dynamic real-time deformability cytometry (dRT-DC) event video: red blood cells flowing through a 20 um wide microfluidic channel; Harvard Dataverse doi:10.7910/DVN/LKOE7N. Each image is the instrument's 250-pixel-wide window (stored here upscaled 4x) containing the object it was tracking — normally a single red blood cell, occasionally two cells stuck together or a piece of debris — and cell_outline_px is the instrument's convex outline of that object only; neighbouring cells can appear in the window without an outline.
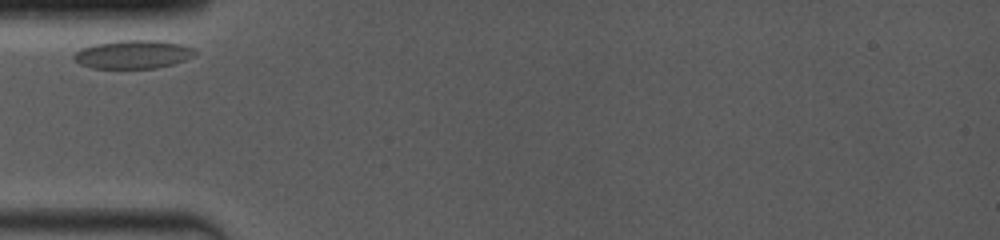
{"species": "common noctule bat (a hibernating species)", "species_latin": "Nyctalus noctula", "temperature_condition": "room temperature", "stored_images_in_passage": 7, "camera_frame_rate_fps": 4000, "um_per_image_px": 0.085, "animal": {"sex": "female", "body_mass_g": 19.0, "forearm_length_mm": 53.3}, "frame": {"image": 1, "passage_image": 1, "time_ms": 0.0, "image_size_px": [1000, 240], "cell_outline_px": [[200, 52], [196, 56], [172, 64], [156, 68], [92, 68], [80, 64], [72, 56], [80, 48], [96, 44], [116, 40], [160, 40], [180, 44], [196, 48]], "centroid_in_image_um": [11.37, 4.61], "position_along_channel_um": 73.6, "area_um2": 20.29}}
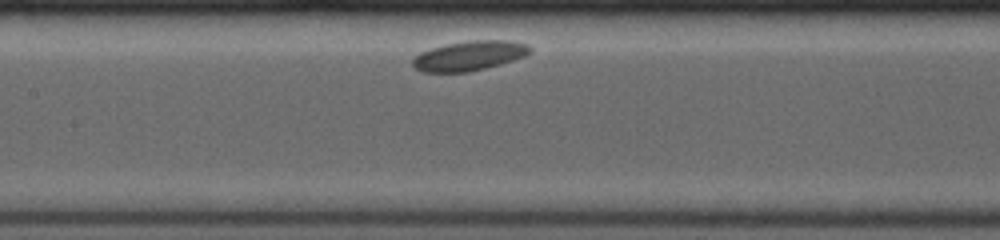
{"frame": {"image": 2, "passage_image": 5, "time_ms": 2.75, "image_size_px": [1000, 240], "cell_outline_px": [[532, 52], [524, 56], [500, 64], [468, 72], [420, 72], [412, 64], [412, 56], [420, 52], [444, 44], [468, 40], [508, 40], [528, 44], [532, 48]], "centroid_in_image_um": [39.87, 4.73], "position_along_channel_um": 167.5, "area_um2": 20.46}}
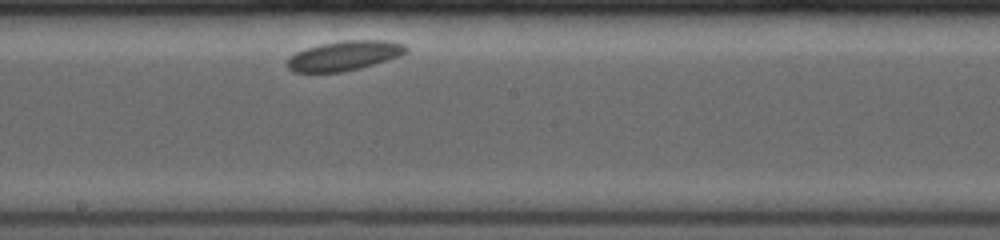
{"frame": {"image": 3, "passage_image": 7, "time_ms": 4.25, "image_size_px": [1000, 240], "cell_outline_px": [[408, 52], [400, 56], [360, 68], [340, 72], [292, 72], [284, 64], [296, 52], [320, 44], [344, 40], [388, 40], [404, 44], [408, 48]], "centroid_in_image_um": [29.28, 4.73], "position_along_channel_um": 218.9, "area_um2": 20.52}}